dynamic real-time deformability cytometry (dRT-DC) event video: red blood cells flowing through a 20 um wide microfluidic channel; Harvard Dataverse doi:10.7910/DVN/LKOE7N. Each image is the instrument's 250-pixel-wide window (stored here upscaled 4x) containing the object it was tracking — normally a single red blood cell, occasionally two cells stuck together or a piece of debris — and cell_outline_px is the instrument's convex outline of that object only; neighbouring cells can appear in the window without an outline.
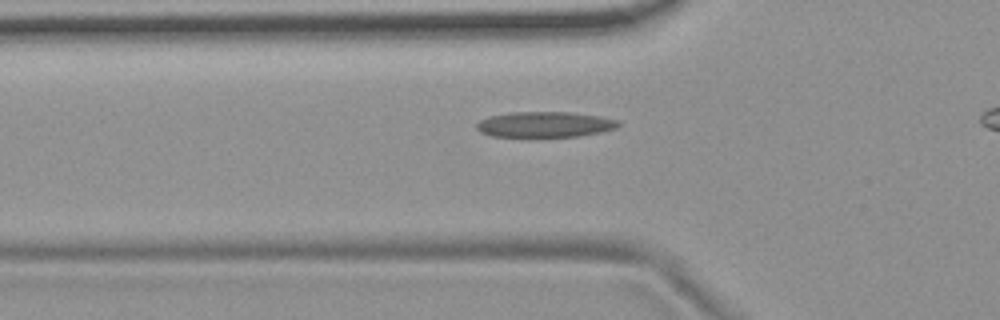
{"species": "common noctule bat (a hibernating species)", "species_latin": "Nyctalus noctula", "temperature_condition": "room temperature", "stored_images_in_passage": 32, "camera_frame_rate_fps": 3000, "um_per_image_px": 0.085, "animal": {"sex": "female", "body_mass_g": 19.9}, "frame": {"image": 1, "passage_image": 2, "time_ms": 0.333, "image_size_px": [1000, 320], "cell_outline_px": [[620, 124], [616, 128], [600, 132], [580, 136], [492, 136], [480, 132], [476, 128], [476, 124], [480, 120], [488, 116], [508, 112], [572, 112], [600, 116], [620, 120]], "centroid_in_image_um": [46.31, 10.56], "position_along_channel_um": 79.5, "area_um2": 21.15}}
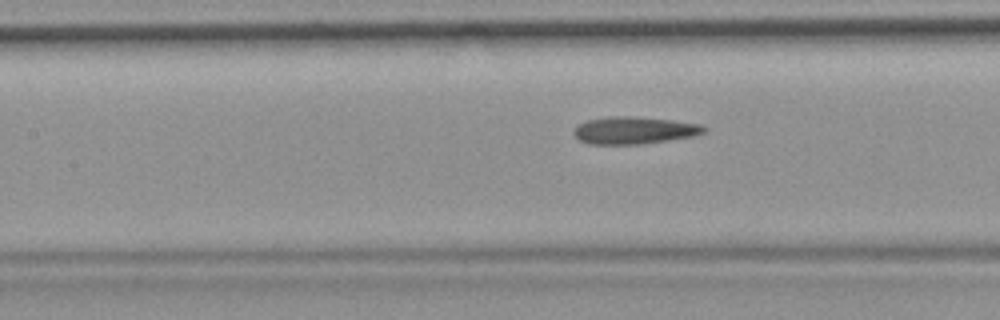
{"frame": {"image": 2, "passage_image": 8, "time_ms": 2.333, "image_size_px": [1000, 320], "cell_outline_px": [[708, 128], [704, 132], [692, 136], [668, 140], [640, 144], [588, 144], [580, 140], [572, 132], [580, 124], [588, 120], [608, 116], [632, 116], [672, 120], [700, 124]], "centroid_in_image_um": [53.9, 11.07], "position_along_channel_um": 153.5, "area_um2": 20.52}}
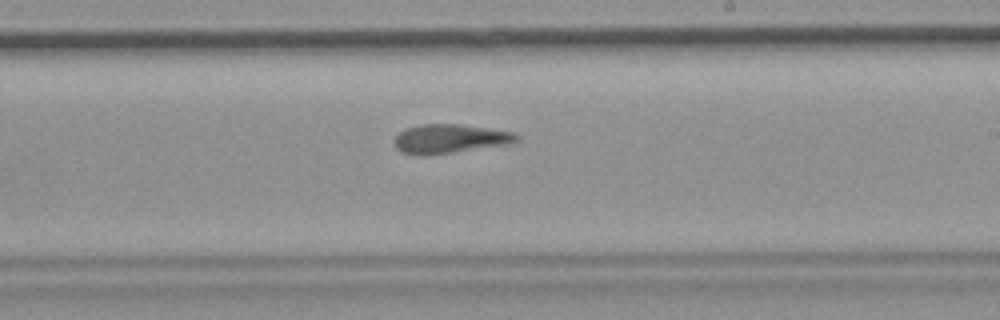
{"frame": {"image": 3, "passage_image": 16, "time_ms": 5.0, "image_size_px": [1000, 320], "cell_outline_px": [[520, 140], [508, 144], [428, 156], [420, 156], [400, 152], [396, 148], [396, 136], [404, 128], [420, 124], [460, 124], [512, 132], [520, 136]], "centroid_in_image_um": [38.22, 11.8], "position_along_channel_um": 250.8, "area_um2": 20.75}, "authors_computed_cell_mechanics": {"area_um2": 20.6924, "velocity_mm_per_s": 3.6683, "shape_relaxation_time_tau1_ms": null, "shape_relaxation_time_tau2_ms": 3.3108, "deformation_change_tau1": null, "deformation_change_tau2": 0.12}}